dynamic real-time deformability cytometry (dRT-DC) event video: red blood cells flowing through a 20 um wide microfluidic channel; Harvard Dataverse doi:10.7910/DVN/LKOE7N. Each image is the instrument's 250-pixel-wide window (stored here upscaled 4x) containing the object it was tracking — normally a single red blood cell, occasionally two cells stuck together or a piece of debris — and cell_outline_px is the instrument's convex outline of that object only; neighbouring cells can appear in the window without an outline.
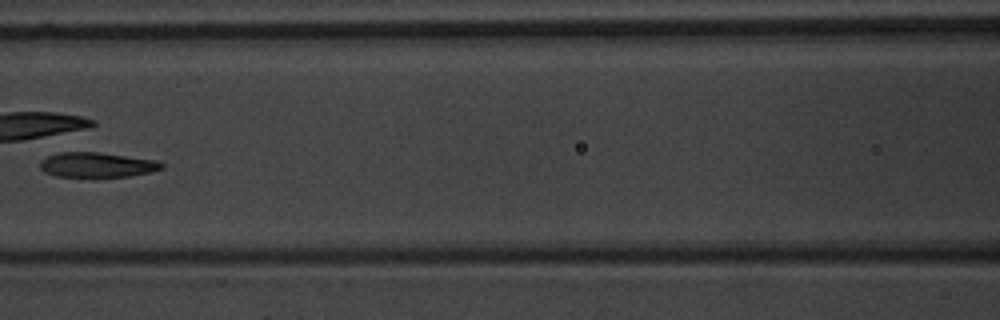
{"species": "common noctule bat (a hibernating species)", "species_latin": "Nyctalus noctula", "temperature_condition": "warm", "stored_images_in_passage": 8, "camera_frame_rate_fps": 3000, "um_per_image_px": 0.085, "animal": {"sex": "male", "body_mass_g": 20.1, "forearm_length_mm": 53.5}, "frame": {"image": 1, "passage_image": 7, "time_ms": 7.333, "image_size_px": [1000, 320], "cell_outline_px": [[164, 168], [152, 172], [128, 176], [56, 176], [44, 172], [40, 168], [40, 160], [48, 156], [60, 152], [96, 152], [156, 160], [164, 164]], "centroid_in_image_um": [8.24, 14.01], "position_along_channel_um": 158.4, "area_um2": 17.46}}